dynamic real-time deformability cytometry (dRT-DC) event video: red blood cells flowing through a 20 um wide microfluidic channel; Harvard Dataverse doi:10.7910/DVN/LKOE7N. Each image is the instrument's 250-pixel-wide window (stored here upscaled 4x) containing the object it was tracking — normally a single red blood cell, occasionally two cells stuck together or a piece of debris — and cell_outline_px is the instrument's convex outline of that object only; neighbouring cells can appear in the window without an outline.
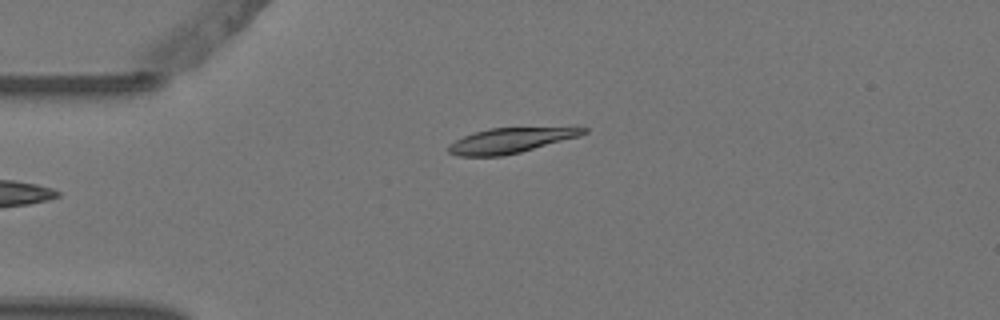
{"species": "Egyptian fruit bat (a non-hibernating species)", "species_latin": "Rousettus aegyptiacus", "temperature_condition": "warm", "stored_images_in_passage": 6, "camera_frame_rate_fps": 3000, "um_per_image_px": 0.085, "animal": {"sex": "female"}, "frame": {"image": 1, "passage_image": 1, "time_ms": 0.0, "image_size_px": [1000, 320], "cell_outline_px": [[588, 132], [580, 136], [520, 152], [504, 156], [456, 156], [448, 152], [448, 144], [464, 136], [488, 128], [588, 128]], "centroid_in_image_um": [43.34, 11.95], "position_along_channel_um": 41.7, "area_um2": 19.42}}
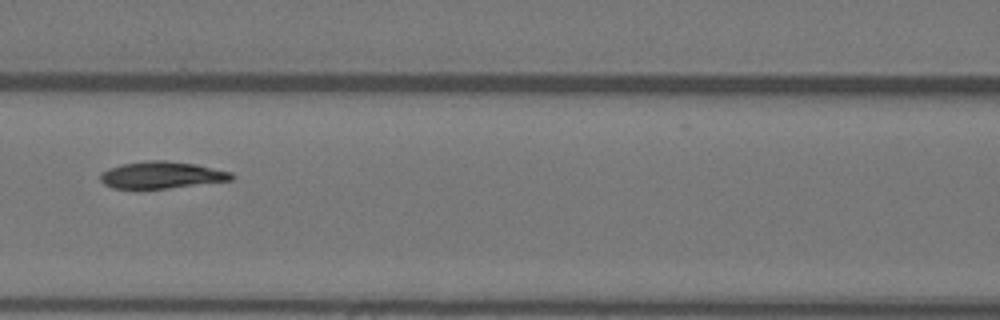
{"frame": {"image": 2, "passage_image": 4, "time_ms": 1.0, "image_size_px": [1000, 320], "cell_outline_px": [[236, 176], [232, 180], [168, 188], [112, 188], [104, 184], [100, 180], [100, 172], [108, 168], [120, 164], [148, 160], [164, 160], [196, 164], [232, 172]], "centroid_in_image_um": [13.72, 14.86], "position_along_channel_um": 152.9, "area_um2": 20.63}}
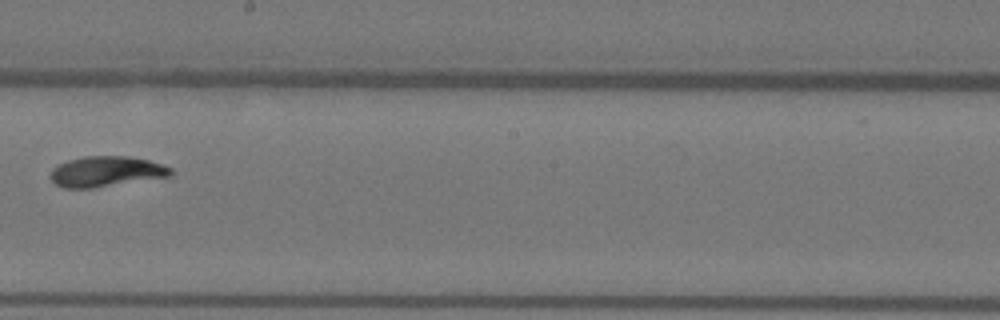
{"frame": {"image": 3, "passage_image": 6, "time_ms": 1.667, "image_size_px": [1000, 320], "cell_outline_px": [[172, 172], [168, 176], [92, 188], [64, 188], [56, 184], [48, 176], [52, 168], [68, 160], [84, 156], [128, 156], [148, 160], [172, 168]], "centroid_in_image_um": [8.96, 14.57], "position_along_channel_um": 239.2, "area_um2": 21.1}}